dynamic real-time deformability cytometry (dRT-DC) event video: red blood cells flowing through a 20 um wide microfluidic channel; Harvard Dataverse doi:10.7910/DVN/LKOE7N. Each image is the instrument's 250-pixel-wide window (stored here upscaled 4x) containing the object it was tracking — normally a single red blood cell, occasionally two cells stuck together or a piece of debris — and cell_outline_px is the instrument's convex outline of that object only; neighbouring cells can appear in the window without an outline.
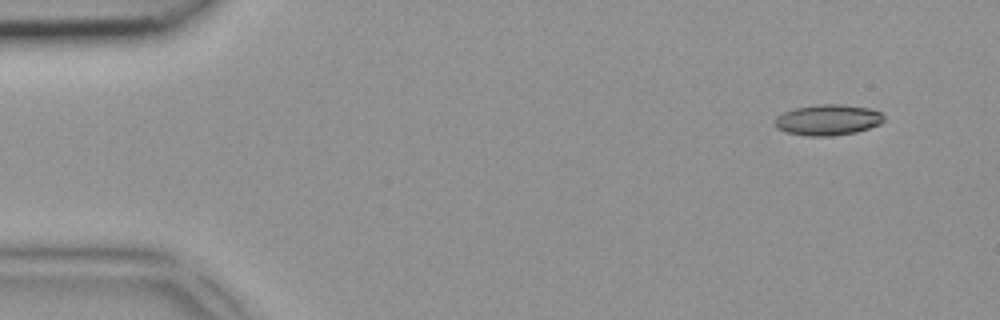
{"species": "common noctule bat (a hibernating species)", "species_latin": "Nyctalus noctula", "temperature_condition": "room temperature", "stored_images_in_passage": 5, "segment_of_instrument_passage": [2, 2], "camera_frame_rate_fps": 3000, "um_per_image_px": 0.085, "animal": {"sex": "female", "body_mass_g": 18.4}, "frame": {"image": 1, "passage_image": 5, "time_ms": 1.333, "image_size_px": [1000, 320], "cell_outline_px": [[884, 120], [880, 124], [856, 132], [832, 136], [808, 136], [788, 132], [776, 128], [776, 116], [792, 108], [816, 104], [840, 104], [868, 108], [880, 112], [884, 116]], "centroid_in_image_um": [70.36, 10.18], "position_along_channel_um": 14.6, "area_um2": 19.54}}